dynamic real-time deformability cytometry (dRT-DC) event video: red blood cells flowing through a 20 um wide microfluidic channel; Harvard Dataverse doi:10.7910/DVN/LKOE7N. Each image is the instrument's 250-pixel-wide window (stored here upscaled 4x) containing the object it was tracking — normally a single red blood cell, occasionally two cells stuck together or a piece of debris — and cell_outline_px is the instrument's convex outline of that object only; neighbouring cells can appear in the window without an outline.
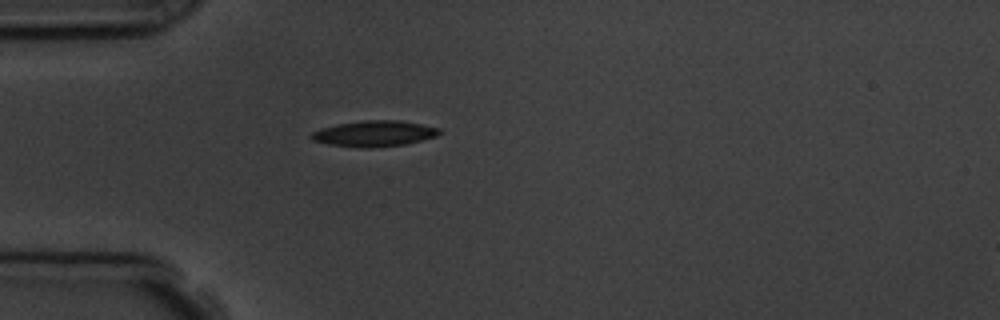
{"species": "common noctule bat (a hibernating species)", "species_latin": "Nyctalus noctula", "temperature_condition": "room temperature", "stored_images_in_passage": 1, "camera_frame_rate_fps": 3000, "um_per_image_px": 0.085, "animal": {"sex": "male", "body_mass_g": 19.5, "forearm_length_mm": 54.6}, "frame": {"image": 1, "passage_image": 1, "time_ms": 0.0, "image_size_px": [1000, 320], "cell_outline_px": [[440, 132], [436, 136], [404, 144], [372, 148], [360, 148], [328, 144], [312, 140], [308, 136], [312, 132], [320, 128], [340, 124], [364, 120], [400, 120], [440, 128]], "centroid_in_image_um": [31.77, 11.36], "position_along_channel_um": 53.2, "area_um2": 19.19}}